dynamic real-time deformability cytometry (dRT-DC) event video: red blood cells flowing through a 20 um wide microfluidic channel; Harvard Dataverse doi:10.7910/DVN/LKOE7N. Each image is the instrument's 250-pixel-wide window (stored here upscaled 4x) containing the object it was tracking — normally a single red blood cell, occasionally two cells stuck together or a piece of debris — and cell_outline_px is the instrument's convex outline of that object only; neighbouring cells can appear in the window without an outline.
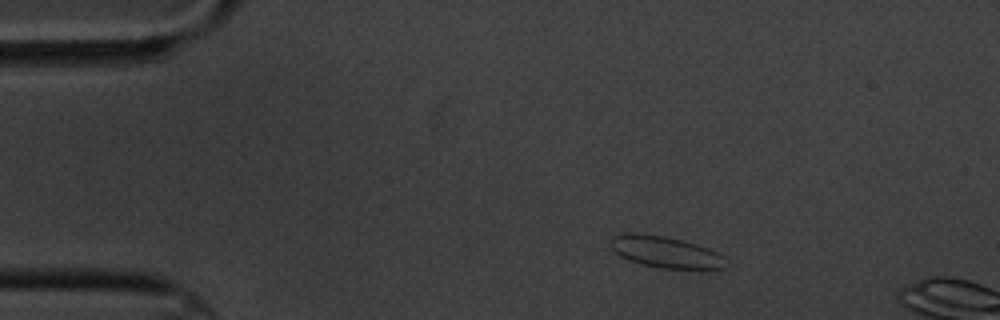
{"species": "common noctule bat (a hibernating species)", "species_latin": "Nyctalus noctula", "temperature_condition": "cold", "stored_images_in_passage": 3, "camera_frame_rate_fps": 3000, "um_per_image_px": 0.085, "animal": {"sex": "male", "body_mass_g": 20.1, "forearm_length_mm": 53.5}, "frame": {"image": 1, "passage_image": 1, "time_ms": 0.0, "image_size_px": [1000, 320], "cell_outline_px": [[724, 268], [664, 268], [644, 264], [628, 260], [620, 256], [612, 248], [612, 240], [616, 236], [628, 232], [664, 236], [696, 244], [708, 248], [724, 256]], "centroid_in_image_um": [56.56, 21.41], "position_along_channel_um": 28.4, "area_um2": 20.4}}